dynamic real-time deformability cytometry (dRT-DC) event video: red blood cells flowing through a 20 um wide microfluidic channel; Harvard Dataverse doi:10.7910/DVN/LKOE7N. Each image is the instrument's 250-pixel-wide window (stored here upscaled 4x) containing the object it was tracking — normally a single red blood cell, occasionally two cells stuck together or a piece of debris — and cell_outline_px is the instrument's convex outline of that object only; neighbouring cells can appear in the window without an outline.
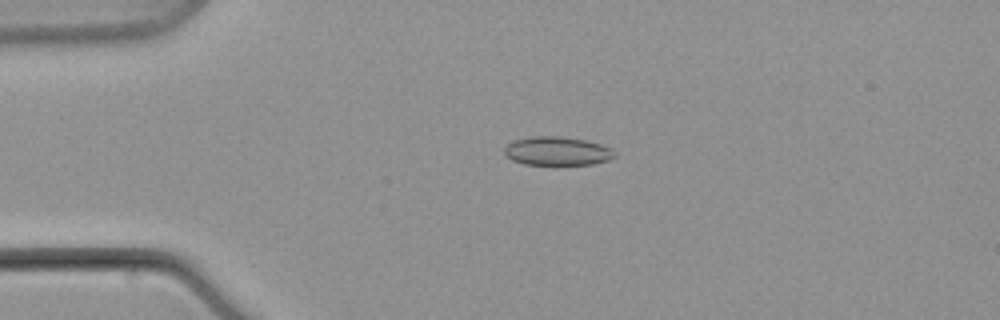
{"species": "common noctule bat (a hibernating species)", "species_latin": "Nyctalus noctula", "temperature_condition": "warm", "stored_images_in_passage": 8, "camera_frame_rate_fps": 3000, "um_per_image_px": 0.085, "animal": {"sex": "male", "body_mass_g": 21.5, "forearm_length_mm": 52.0}, "frame": {"image": 1, "passage_image": 5, "time_ms": 5.667, "image_size_px": [1000, 320], "cell_outline_px": [[616, 156], [608, 160], [592, 164], [524, 164], [512, 160], [504, 152], [504, 148], [512, 140], [532, 136], [560, 136], [584, 140], [600, 144], [612, 148], [616, 152]], "centroid_in_image_um": [47.37, 12.83], "position_along_channel_um": 37.6, "area_um2": 18.38}}
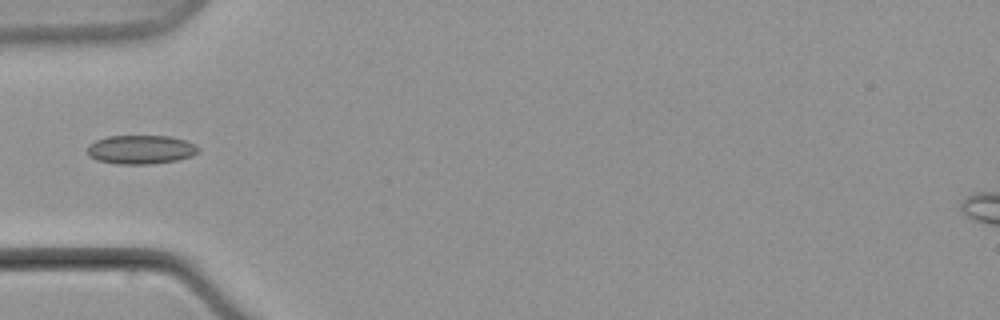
{"frame": {"image": 2, "passage_image": 7, "time_ms": 8.333, "image_size_px": [1000, 320], "cell_outline_px": [[200, 152], [192, 156], [176, 160], [152, 164], [116, 164], [96, 160], [88, 156], [88, 144], [96, 140], [108, 136], [168, 136], [184, 140], [196, 144], [200, 148]], "centroid_in_image_um": [11.97, 12.72], "position_along_channel_um": 73.0, "area_um2": 18.84}}